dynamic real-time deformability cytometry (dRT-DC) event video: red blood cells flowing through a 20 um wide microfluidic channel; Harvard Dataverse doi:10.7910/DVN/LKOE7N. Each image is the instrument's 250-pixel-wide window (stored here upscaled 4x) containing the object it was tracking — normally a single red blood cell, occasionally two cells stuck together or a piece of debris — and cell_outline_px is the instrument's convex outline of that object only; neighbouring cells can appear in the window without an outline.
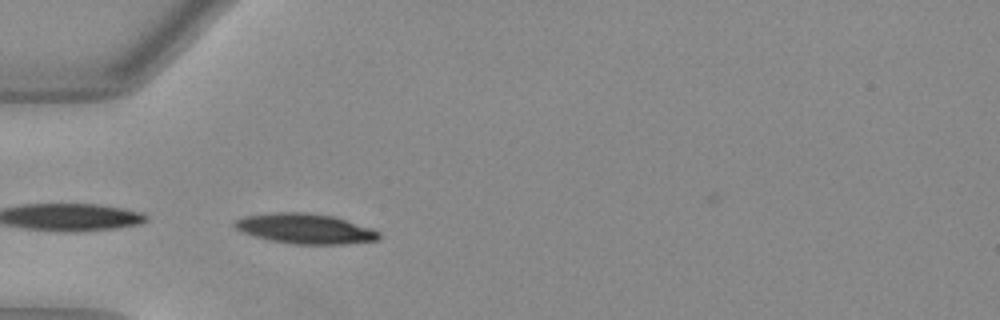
{"species": "Egyptian fruit bat (a non-hibernating species)", "species_latin": "Rousettus aegyptiacus", "temperature_condition": "warm", "stored_images_in_passage": 23, "camera_frame_rate_fps": 3000, "um_per_image_px": 0.085, "animal": {"sex": "female"}, "frame": {"image": 1, "passage_image": 1, "time_ms": 0.0, "image_size_px": [1000, 320], "cell_outline_px": [[380, 236], [376, 240], [344, 244], [292, 244], [272, 240], [256, 236], [244, 232], [236, 228], [232, 224], [236, 220], [244, 216], [276, 212], [304, 212], [332, 216], [372, 228], [380, 232]], "centroid_in_image_um": [25.95, 19.43], "position_along_channel_um": 59.1, "area_um2": 24.97}}
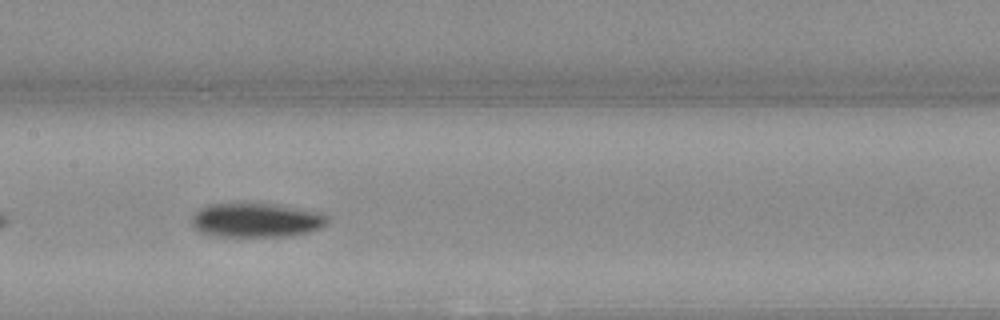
{"frame": {"image": 2, "passage_image": 11, "time_ms": 3.333, "image_size_px": [1000, 320], "cell_outline_px": [[328, 220], [320, 228], [308, 232], [288, 236], [216, 236], [204, 232], [196, 228], [192, 224], [192, 220], [196, 212], [200, 208], [212, 204], [276, 204], [316, 212], [328, 216]], "centroid_in_image_um": [21.79, 18.72], "position_along_channel_um": 185.6, "area_um2": 26.41}}
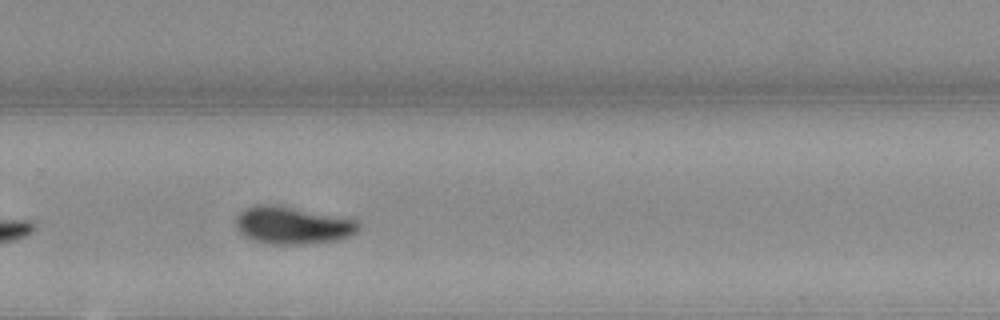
{"frame": {"image": 3, "passage_image": 20, "time_ms": 6.333, "image_size_px": [1000, 320], "cell_outline_px": [[360, 228], [352, 236], [340, 240], [316, 244], [268, 244], [252, 240], [244, 236], [236, 228], [236, 216], [244, 208], [260, 204], [276, 204], [356, 220], [360, 224]], "centroid_in_image_um": [24.87, 19.17], "position_along_channel_um": 304.9, "area_um2": 27.17}}